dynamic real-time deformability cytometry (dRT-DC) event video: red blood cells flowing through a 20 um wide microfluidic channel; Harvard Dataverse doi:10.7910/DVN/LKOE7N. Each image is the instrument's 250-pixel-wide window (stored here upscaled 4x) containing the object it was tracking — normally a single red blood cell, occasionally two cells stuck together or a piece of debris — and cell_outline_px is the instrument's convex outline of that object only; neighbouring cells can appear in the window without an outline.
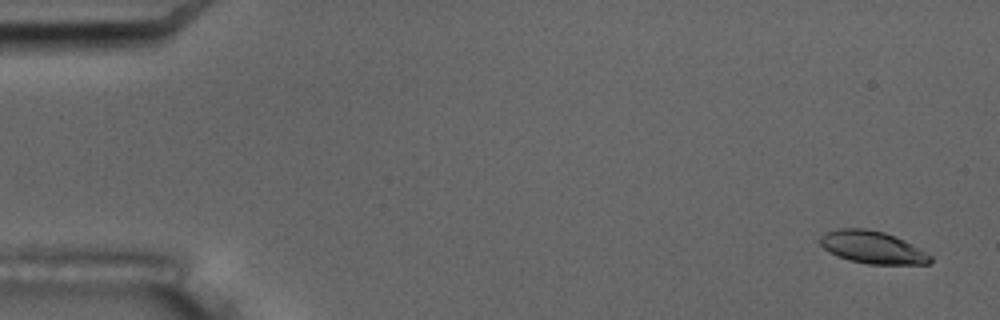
{"species": "common noctule bat (a hibernating species)", "species_latin": "Nyctalus noctula", "temperature_condition": "room temperature", "stored_images_in_passage": 4, "camera_frame_rate_fps": 3000, "um_per_image_px": 0.085, "animal": {"sex": "male", "body_mass_g": 17.5, "forearm_length_mm": 52.3}, "frame": {"image": 1, "passage_image": 1, "time_ms": 0.0, "image_size_px": [1000, 320], "cell_outline_px": [[932, 260], [928, 264], [868, 264], [848, 260], [836, 256], [828, 252], [820, 244], [820, 236], [824, 232], [840, 228], [864, 228], [884, 232], [896, 236], [912, 244], [932, 256]], "centroid_in_image_um": [74.13, 21.02], "position_along_channel_um": 10.9, "area_um2": 20.98}}
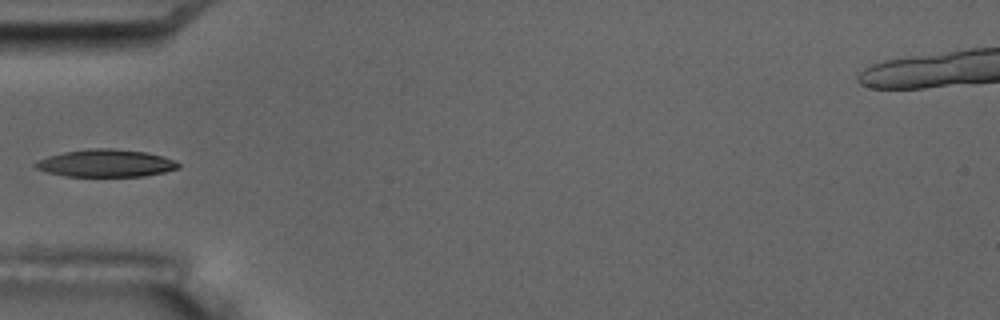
{"frame": {"image": 2, "passage_image": 4, "time_ms": 5.667, "image_size_px": [1000, 320], "cell_outline_px": [[180, 168], [164, 172], [144, 176], [64, 176], [48, 172], [36, 168], [32, 164], [48, 156], [64, 152], [92, 148], [112, 148], [144, 152], [164, 156], [180, 164]], "centroid_in_image_um": [9.01, 13.87], "position_along_channel_um": 76.0, "area_um2": 22.72}}